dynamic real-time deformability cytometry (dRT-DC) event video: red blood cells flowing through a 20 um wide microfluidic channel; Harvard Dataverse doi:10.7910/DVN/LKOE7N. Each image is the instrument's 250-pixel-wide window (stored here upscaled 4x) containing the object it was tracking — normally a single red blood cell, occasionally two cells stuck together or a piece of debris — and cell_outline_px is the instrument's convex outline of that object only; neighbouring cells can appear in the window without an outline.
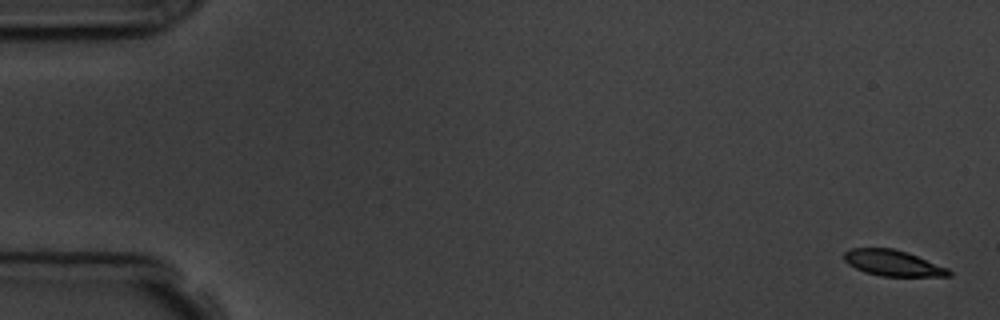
{"species": "common noctule bat (a hibernating species)", "species_latin": "Nyctalus noctula", "temperature_condition": "room temperature", "stored_images_in_passage": 6, "camera_frame_rate_fps": 3000, "um_per_image_px": 0.085, "animal": {"sex": "male", "body_mass_g": 19.5, "forearm_length_mm": 54.6}, "frame": {"image": 1, "passage_image": 1, "time_ms": 0.0, "image_size_px": [1000, 320], "cell_outline_px": [[952, 276], [880, 276], [864, 272], [848, 264], [844, 260], [844, 252], [852, 248], [892, 248], [908, 252], [948, 268], [952, 272]], "centroid_in_image_um": [75.9, 22.36], "position_along_channel_um": 9.1, "area_um2": 15.84}}
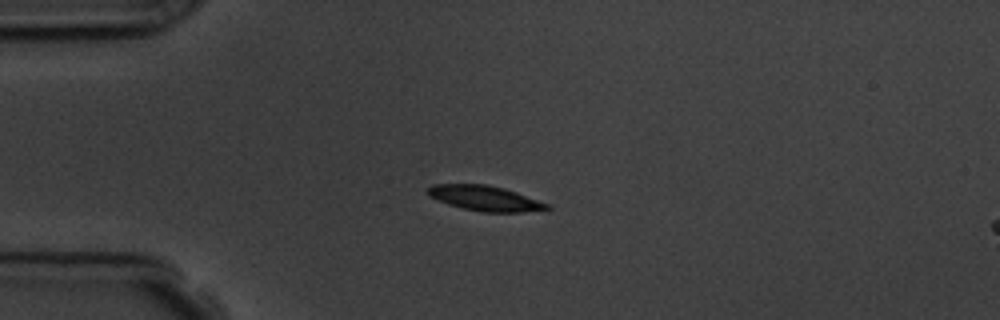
{"frame": {"image": 2, "passage_image": 4, "time_ms": 4.333, "image_size_px": [1000, 320], "cell_outline_px": [[552, 208], [520, 212], [484, 212], [464, 208], [448, 204], [428, 196], [428, 188], [432, 184], [488, 184], [504, 188], [516, 192], [548, 204]], "centroid_in_image_um": [41.19, 16.84], "position_along_channel_um": 43.8, "area_um2": 17.22}}